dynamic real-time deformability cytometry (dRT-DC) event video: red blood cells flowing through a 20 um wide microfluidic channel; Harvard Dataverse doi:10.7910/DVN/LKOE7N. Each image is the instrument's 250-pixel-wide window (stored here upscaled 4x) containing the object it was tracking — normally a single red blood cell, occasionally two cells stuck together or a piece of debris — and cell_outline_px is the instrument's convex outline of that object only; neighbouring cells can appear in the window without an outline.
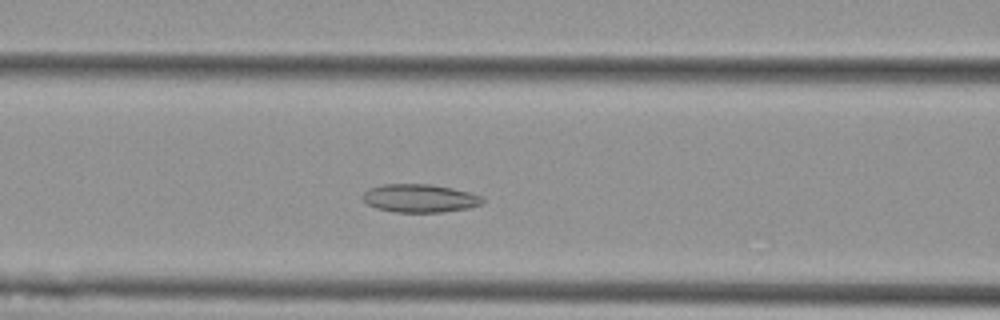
{"species": "Egyptian fruit bat (a non-hibernating species)", "species_latin": "Rousettus aegyptiacus", "temperature_condition": "cold", "stored_images_in_passage": 42, "camera_frame_rate_fps": 3000, "um_per_image_px": 0.085, "animal": {"sex": "female"}, "frame": {"image": 1, "passage_image": 15, "time_ms": 4.667, "image_size_px": [1000, 320], "cell_outline_px": [[484, 200], [480, 204], [468, 208], [444, 212], [396, 212], [376, 208], [368, 204], [360, 196], [368, 188], [384, 184], [428, 184], [452, 188], [484, 196]], "centroid_in_image_um": [35.66, 16.85], "position_along_channel_um": 130.9, "area_um2": 19.71}}
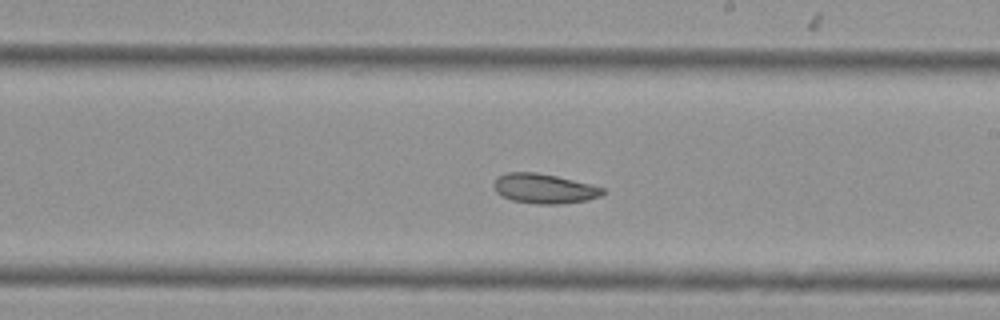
{"frame": {"image": 2, "passage_image": 24, "time_ms": 7.667, "image_size_px": [1000, 320], "cell_outline_px": [[608, 192], [600, 196], [584, 200], [560, 204], [536, 204], [512, 200], [496, 192], [492, 184], [496, 176], [508, 172], [536, 172], [556, 176], [592, 184], [604, 188]], "centroid_in_image_um": [46.25, 16.02], "position_along_channel_um": 242.8, "area_um2": 18.96}}
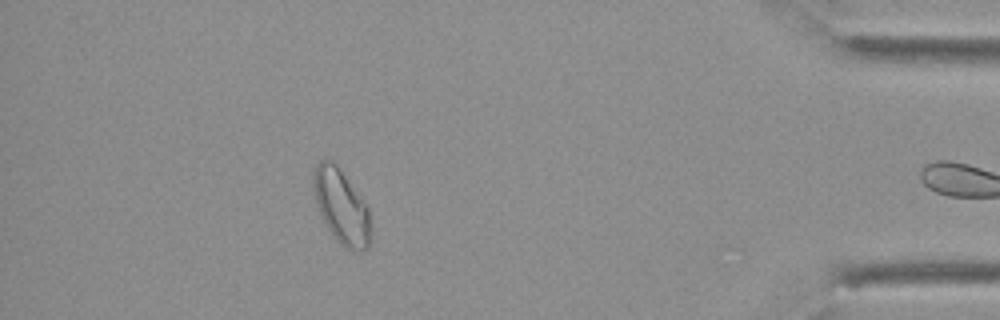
{"frame": {"image": 3, "passage_image": 41, "time_ms": 13.333, "image_size_px": [1000, 320], "cell_outline_px": [[368, 248], [364, 252], [352, 252], [344, 248], [332, 236], [316, 204], [312, 184], [312, 176], [316, 164], [320, 160], [332, 160], [340, 168], [368, 208]], "centroid_in_image_um": [28.97, 17.56], "position_along_channel_um": 406.2, "area_um2": 24.57}}